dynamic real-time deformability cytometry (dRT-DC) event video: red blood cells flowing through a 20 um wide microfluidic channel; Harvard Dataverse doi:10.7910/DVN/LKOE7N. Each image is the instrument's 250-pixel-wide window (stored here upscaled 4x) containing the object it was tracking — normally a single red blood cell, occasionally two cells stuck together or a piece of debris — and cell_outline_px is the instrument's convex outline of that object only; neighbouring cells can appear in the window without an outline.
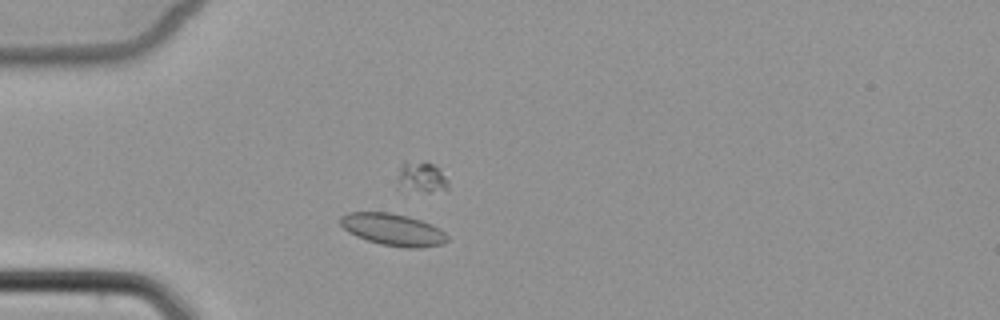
{"species": "common noctule bat (a hibernating species)", "species_latin": "Nyctalus noctula", "temperature_condition": "cold", "stored_images_in_passage": 1, "camera_frame_rate_fps": 3000, "um_per_image_px": 0.085, "animal": {"sex": "female", "body_mass_g": 22.7, "forearm_length_mm": 54.2}, "frame": {"image": 1, "passage_image": 1, "time_ms": 0.0, "image_size_px": [1000, 320], "cell_outline_px": [[448, 240], [444, 244], [420, 248], [408, 248], [380, 244], [356, 236], [348, 232], [340, 224], [340, 216], [348, 212], [388, 212], [408, 216], [432, 224], [440, 228], [448, 236]], "centroid_in_image_um": [33.41, 19.51], "position_along_channel_um": 51.6, "area_um2": 20.06}}